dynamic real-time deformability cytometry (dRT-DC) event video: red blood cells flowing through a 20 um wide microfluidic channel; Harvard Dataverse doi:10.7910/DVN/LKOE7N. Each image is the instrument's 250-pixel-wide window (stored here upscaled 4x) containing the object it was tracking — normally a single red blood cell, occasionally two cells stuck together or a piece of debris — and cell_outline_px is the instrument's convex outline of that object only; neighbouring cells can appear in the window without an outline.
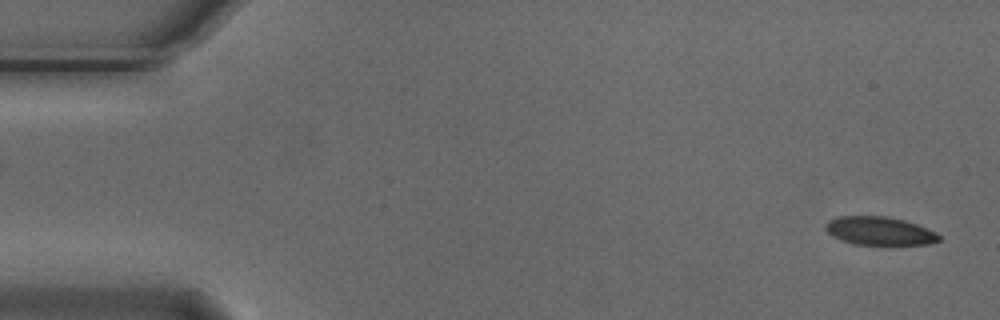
{"species": "Egyptian fruit bat (a non-hibernating species)", "species_latin": "Rousettus aegyptiacus", "temperature_condition": "cold", "stored_images_in_passage": 36, "camera_frame_rate_fps": 3000, "um_per_image_px": 0.085, "animal": {"sex": "male"}, "frame": {"image": 1, "passage_image": 1, "time_ms": 0.0, "image_size_px": [1000, 320], "cell_outline_px": [[940, 240], [928, 244], [852, 244], [832, 236], [824, 228], [824, 224], [828, 220], [836, 216], [888, 216], [904, 220], [928, 228], [936, 232], [940, 236]], "centroid_in_image_um": [74.72, 19.61], "position_along_channel_um": 10.3, "area_um2": 18.79}}
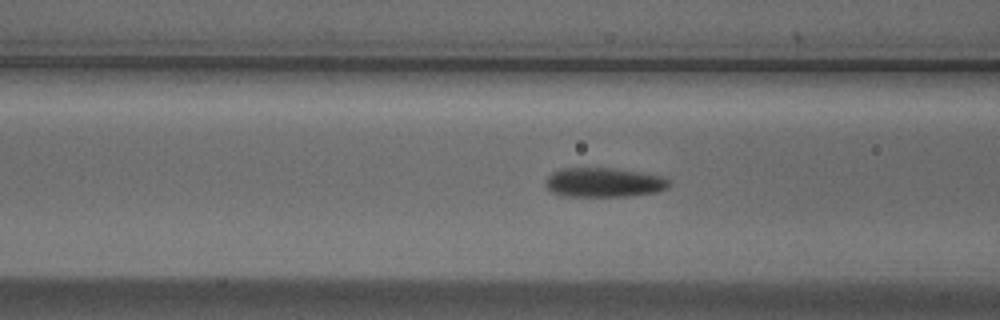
{"frame": {"image": 2, "passage_image": 20, "time_ms": 6.333, "image_size_px": [1000, 320], "cell_outline_px": [[672, 184], [668, 188], [656, 192], [628, 196], [560, 196], [552, 192], [544, 184], [544, 180], [552, 172], [560, 168], [608, 168], [636, 172], [660, 176], [668, 180]], "centroid_in_image_um": [51.27, 15.51], "position_along_channel_um": 115.3, "area_um2": 21.1}}
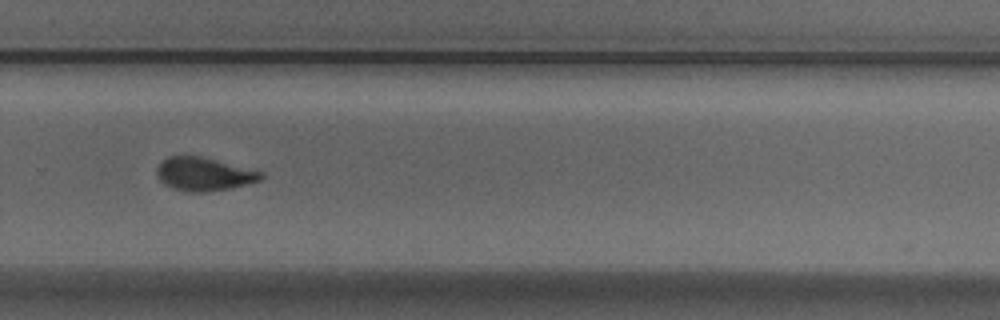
{"frame": {"image": 3, "passage_image": 36, "time_ms": 11.667, "image_size_px": [1000, 320], "cell_outline_px": [[264, 176], [260, 180], [228, 188], [204, 192], [192, 192], [172, 188], [164, 184], [160, 180], [156, 172], [156, 168], [168, 156], [184, 152], [264, 172]], "centroid_in_image_um": [17.28, 14.75], "position_along_channel_um": 312.5, "area_um2": 20.35}}